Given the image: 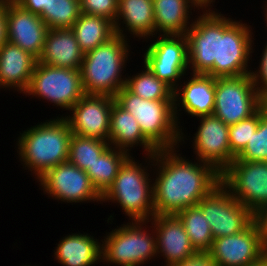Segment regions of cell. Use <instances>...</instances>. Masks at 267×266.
Listing matches in <instances>:
<instances>
[{
    "mask_svg": "<svg viewBox=\"0 0 267 266\" xmlns=\"http://www.w3.org/2000/svg\"><path fill=\"white\" fill-rule=\"evenodd\" d=\"M176 152L179 150L175 148L162 149L146 157L149 167L157 166L153 181L155 215H177L197 205L221 183L220 173L213 166L199 160L193 163Z\"/></svg>",
    "mask_w": 267,
    "mask_h": 266,
    "instance_id": "obj_1",
    "label": "cell"
},
{
    "mask_svg": "<svg viewBox=\"0 0 267 266\" xmlns=\"http://www.w3.org/2000/svg\"><path fill=\"white\" fill-rule=\"evenodd\" d=\"M20 134L17 138L18 157L36 180L50 168L68 161L73 133L63 116L37 123Z\"/></svg>",
    "mask_w": 267,
    "mask_h": 266,
    "instance_id": "obj_2",
    "label": "cell"
},
{
    "mask_svg": "<svg viewBox=\"0 0 267 266\" xmlns=\"http://www.w3.org/2000/svg\"><path fill=\"white\" fill-rule=\"evenodd\" d=\"M115 101L135 117L143 135L158 150L179 148L184 142L186 135L176 121L174 100H145L123 86Z\"/></svg>",
    "mask_w": 267,
    "mask_h": 266,
    "instance_id": "obj_3",
    "label": "cell"
},
{
    "mask_svg": "<svg viewBox=\"0 0 267 266\" xmlns=\"http://www.w3.org/2000/svg\"><path fill=\"white\" fill-rule=\"evenodd\" d=\"M128 42L127 38L116 34L106 43L84 54L79 70L85 94L115 97L125 86L126 77L121 73L130 57Z\"/></svg>",
    "mask_w": 267,
    "mask_h": 266,
    "instance_id": "obj_4",
    "label": "cell"
},
{
    "mask_svg": "<svg viewBox=\"0 0 267 266\" xmlns=\"http://www.w3.org/2000/svg\"><path fill=\"white\" fill-rule=\"evenodd\" d=\"M142 165L135 162L131 155L120 167L113 184L102 195V204L117 202L131 221H149L155 216L153 182L148 166Z\"/></svg>",
    "mask_w": 267,
    "mask_h": 266,
    "instance_id": "obj_5",
    "label": "cell"
},
{
    "mask_svg": "<svg viewBox=\"0 0 267 266\" xmlns=\"http://www.w3.org/2000/svg\"><path fill=\"white\" fill-rule=\"evenodd\" d=\"M146 224L148 221H131L107 232L101 240V262L108 266H140L157 257L156 234L154 229L146 230Z\"/></svg>",
    "mask_w": 267,
    "mask_h": 266,
    "instance_id": "obj_6",
    "label": "cell"
},
{
    "mask_svg": "<svg viewBox=\"0 0 267 266\" xmlns=\"http://www.w3.org/2000/svg\"><path fill=\"white\" fill-rule=\"evenodd\" d=\"M250 28L241 20L236 21L218 13V61H214L208 76L222 78L251 74L248 61L254 52V38Z\"/></svg>",
    "mask_w": 267,
    "mask_h": 266,
    "instance_id": "obj_7",
    "label": "cell"
},
{
    "mask_svg": "<svg viewBox=\"0 0 267 266\" xmlns=\"http://www.w3.org/2000/svg\"><path fill=\"white\" fill-rule=\"evenodd\" d=\"M261 107L262 96L257 92L250 74L215 78L213 115L226 125L251 117Z\"/></svg>",
    "mask_w": 267,
    "mask_h": 266,
    "instance_id": "obj_8",
    "label": "cell"
},
{
    "mask_svg": "<svg viewBox=\"0 0 267 266\" xmlns=\"http://www.w3.org/2000/svg\"><path fill=\"white\" fill-rule=\"evenodd\" d=\"M46 99L70 110L85 94L80 70L53 67L37 62L28 88L23 93Z\"/></svg>",
    "mask_w": 267,
    "mask_h": 266,
    "instance_id": "obj_9",
    "label": "cell"
},
{
    "mask_svg": "<svg viewBox=\"0 0 267 266\" xmlns=\"http://www.w3.org/2000/svg\"><path fill=\"white\" fill-rule=\"evenodd\" d=\"M221 184L254 215L267 204V162L234 160L221 174Z\"/></svg>",
    "mask_w": 267,
    "mask_h": 266,
    "instance_id": "obj_10",
    "label": "cell"
},
{
    "mask_svg": "<svg viewBox=\"0 0 267 266\" xmlns=\"http://www.w3.org/2000/svg\"><path fill=\"white\" fill-rule=\"evenodd\" d=\"M197 205L202 209L214 239L237 234L255 219L254 214L221 183Z\"/></svg>",
    "mask_w": 267,
    "mask_h": 266,
    "instance_id": "obj_11",
    "label": "cell"
},
{
    "mask_svg": "<svg viewBox=\"0 0 267 266\" xmlns=\"http://www.w3.org/2000/svg\"><path fill=\"white\" fill-rule=\"evenodd\" d=\"M144 53V64L173 90L186 75L188 42L185 35H159ZM179 80V81H178Z\"/></svg>",
    "mask_w": 267,
    "mask_h": 266,
    "instance_id": "obj_12",
    "label": "cell"
},
{
    "mask_svg": "<svg viewBox=\"0 0 267 266\" xmlns=\"http://www.w3.org/2000/svg\"><path fill=\"white\" fill-rule=\"evenodd\" d=\"M37 181L44 194L47 193L55 200L67 203H102V195L93 186L86 171L69 161L50 168Z\"/></svg>",
    "mask_w": 267,
    "mask_h": 266,
    "instance_id": "obj_13",
    "label": "cell"
},
{
    "mask_svg": "<svg viewBox=\"0 0 267 266\" xmlns=\"http://www.w3.org/2000/svg\"><path fill=\"white\" fill-rule=\"evenodd\" d=\"M207 253L217 266H248L267 253V244L254 219L237 234L215 238Z\"/></svg>",
    "mask_w": 267,
    "mask_h": 266,
    "instance_id": "obj_14",
    "label": "cell"
},
{
    "mask_svg": "<svg viewBox=\"0 0 267 266\" xmlns=\"http://www.w3.org/2000/svg\"><path fill=\"white\" fill-rule=\"evenodd\" d=\"M191 21L185 34L190 74L207 75L213 69L214 61H218V12H200V16Z\"/></svg>",
    "mask_w": 267,
    "mask_h": 266,
    "instance_id": "obj_15",
    "label": "cell"
},
{
    "mask_svg": "<svg viewBox=\"0 0 267 266\" xmlns=\"http://www.w3.org/2000/svg\"><path fill=\"white\" fill-rule=\"evenodd\" d=\"M115 97L84 94L69 110L71 116H64L71 132L78 136L108 141L110 113Z\"/></svg>",
    "mask_w": 267,
    "mask_h": 266,
    "instance_id": "obj_16",
    "label": "cell"
},
{
    "mask_svg": "<svg viewBox=\"0 0 267 266\" xmlns=\"http://www.w3.org/2000/svg\"><path fill=\"white\" fill-rule=\"evenodd\" d=\"M200 125L193 137L196 160L213 166L220 174L234 161L229 145V126L211 114L199 116Z\"/></svg>",
    "mask_w": 267,
    "mask_h": 266,
    "instance_id": "obj_17",
    "label": "cell"
},
{
    "mask_svg": "<svg viewBox=\"0 0 267 266\" xmlns=\"http://www.w3.org/2000/svg\"><path fill=\"white\" fill-rule=\"evenodd\" d=\"M5 18L7 41L19 46L38 60L48 31L40 15L23 9L14 0H6Z\"/></svg>",
    "mask_w": 267,
    "mask_h": 266,
    "instance_id": "obj_18",
    "label": "cell"
},
{
    "mask_svg": "<svg viewBox=\"0 0 267 266\" xmlns=\"http://www.w3.org/2000/svg\"><path fill=\"white\" fill-rule=\"evenodd\" d=\"M148 222L155 231L157 254L163 256L165 266H173L197 253L177 215H155Z\"/></svg>",
    "mask_w": 267,
    "mask_h": 266,
    "instance_id": "obj_19",
    "label": "cell"
},
{
    "mask_svg": "<svg viewBox=\"0 0 267 266\" xmlns=\"http://www.w3.org/2000/svg\"><path fill=\"white\" fill-rule=\"evenodd\" d=\"M191 75L187 82L184 81V84L174 90V113L178 125L180 124L179 115H181L179 112L182 111L178 107H182L183 111L192 117L213 114L215 78L204 74Z\"/></svg>",
    "mask_w": 267,
    "mask_h": 266,
    "instance_id": "obj_20",
    "label": "cell"
},
{
    "mask_svg": "<svg viewBox=\"0 0 267 266\" xmlns=\"http://www.w3.org/2000/svg\"><path fill=\"white\" fill-rule=\"evenodd\" d=\"M84 52L71 28L48 29L43 51L37 60L53 67L79 70Z\"/></svg>",
    "mask_w": 267,
    "mask_h": 266,
    "instance_id": "obj_21",
    "label": "cell"
},
{
    "mask_svg": "<svg viewBox=\"0 0 267 266\" xmlns=\"http://www.w3.org/2000/svg\"><path fill=\"white\" fill-rule=\"evenodd\" d=\"M36 63L37 59L30 53L6 41L0 46V88L24 93Z\"/></svg>",
    "mask_w": 267,
    "mask_h": 266,
    "instance_id": "obj_22",
    "label": "cell"
},
{
    "mask_svg": "<svg viewBox=\"0 0 267 266\" xmlns=\"http://www.w3.org/2000/svg\"><path fill=\"white\" fill-rule=\"evenodd\" d=\"M108 142L110 146L128 153L133 147L138 145L144 149L145 156L153 155L158 151L143 135L135 117L122 108L116 101L113 102L110 113Z\"/></svg>",
    "mask_w": 267,
    "mask_h": 266,
    "instance_id": "obj_23",
    "label": "cell"
},
{
    "mask_svg": "<svg viewBox=\"0 0 267 266\" xmlns=\"http://www.w3.org/2000/svg\"><path fill=\"white\" fill-rule=\"evenodd\" d=\"M154 20L153 0H118L117 18L114 23L117 35L127 38L123 31L128 30L134 37L147 41L150 36L155 37ZM121 24H125V29Z\"/></svg>",
    "mask_w": 267,
    "mask_h": 266,
    "instance_id": "obj_24",
    "label": "cell"
},
{
    "mask_svg": "<svg viewBox=\"0 0 267 266\" xmlns=\"http://www.w3.org/2000/svg\"><path fill=\"white\" fill-rule=\"evenodd\" d=\"M98 241L87 233L66 235L54 250L55 259L63 266H94L102 261V243Z\"/></svg>",
    "mask_w": 267,
    "mask_h": 266,
    "instance_id": "obj_25",
    "label": "cell"
},
{
    "mask_svg": "<svg viewBox=\"0 0 267 266\" xmlns=\"http://www.w3.org/2000/svg\"><path fill=\"white\" fill-rule=\"evenodd\" d=\"M193 8L191 0H153L156 35H185Z\"/></svg>",
    "mask_w": 267,
    "mask_h": 266,
    "instance_id": "obj_26",
    "label": "cell"
},
{
    "mask_svg": "<svg viewBox=\"0 0 267 266\" xmlns=\"http://www.w3.org/2000/svg\"><path fill=\"white\" fill-rule=\"evenodd\" d=\"M81 50L89 52L113 38L114 23L102 16L81 13L72 28Z\"/></svg>",
    "mask_w": 267,
    "mask_h": 266,
    "instance_id": "obj_27",
    "label": "cell"
},
{
    "mask_svg": "<svg viewBox=\"0 0 267 266\" xmlns=\"http://www.w3.org/2000/svg\"><path fill=\"white\" fill-rule=\"evenodd\" d=\"M130 156L128 152L110 146L86 170L93 186L101 195L113 184L120 167Z\"/></svg>",
    "mask_w": 267,
    "mask_h": 266,
    "instance_id": "obj_28",
    "label": "cell"
},
{
    "mask_svg": "<svg viewBox=\"0 0 267 266\" xmlns=\"http://www.w3.org/2000/svg\"><path fill=\"white\" fill-rule=\"evenodd\" d=\"M182 221L192 246L197 252H208L213 243L211 227L198 206L184 209L177 214Z\"/></svg>",
    "mask_w": 267,
    "mask_h": 266,
    "instance_id": "obj_29",
    "label": "cell"
},
{
    "mask_svg": "<svg viewBox=\"0 0 267 266\" xmlns=\"http://www.w3.org/2000/svg\"><path fill=\"white\" fill-rule=\"evenodd\" d=\"M141 73L127 75L125 87L145 100H174V90L159 80L144 64Z\"/></svg>",
    "mask_w": 267,
    "mask_h": 266,
    "instance_id": "obj_30",
    "label": "cell"
},
{
    "mask_svg": "<svg viewBox=\"0 0 267 266\" xmlns=\"http://www.w3.org/2000/svg\"><path fill=\"white\" fill-rule=\"evenodd\" d=\"M109 147L108 141L73 134L69 143L68 161L86 171Z\"/></svg>",
    "mask_w": 267,
    "mask_h": 266,
    "instance_id": "obj_31",
    "label": "cell"
},
{
    "mask_svg": "<svg viewBox=\"0 0 267 266\" xmlns=\"http://www.w3.org/2000/svg\"><path fill=\"white\" fill-rule=\"evenodd\" d=\"M80 14V0H47L40 17L48 29H62L72 28Z\"/></svg>",
    "mask_w": 267,
    "mask_h": 266,
    "instance_id": "obj_32",
    "label": "cell"
},
{
    "mask_svg": "<svg viewBox=\"0 0 267 266\" xmlns=\"http://www.w3.org/2000/svg\"><path fill=\"white\" fill-rule=\"evenodd\" d=\"M234 160L267 162V113L263 107L260 108V121L257 130Z\"/></svg>",
    "mask_w": 267,
    "mask_h": 266,
    "instance_id": "obj_33",
    "label": "cell"
},
{
    "mask_svg": "<svg viewBox=\"0 0 267 266\" xmlns=\"http://www.w3.org/2000/svg\"><path fill=\"white\" fill-rule=\"evenodd\" d=\"M260 121V109L251 117L229 126V145L235 158L247 145Z\"/></svg>",
    "mask_w": 267,
    "mask_h": 266,
    "instance_id": "obj_34",
    "label": "cell"
},
{
    "mask_svg": "<svg viewBox=\"0 0 267 266\" xmlns=\"http://www.w3.org/2000/svg\"><path fill=\"white\" fill-rule=\"evenodd\" d=\"M81 13L102 16L115 23L118 0H80Z\"/></svg>",
    "mask_w": 267,
    "mask_h": 266,
    "instance_id": "obj_35",
    "label": "cell"
},
{
    "mask_svg": "<svg viewBox=\"0 0 267 266\" xmlns=\"http://www.w3.org/2000/svg\"><path fill=\"white\" fill-rule=\"evenodd\" d=\"M263 49V52L261 53L262 56H260V63L258 70L251 71V77L253 79V83L255 85V88L257 92L263 97L265 94H267V41L266 45Z\"/></svg>",
    "mask_w": 267,
    "mask_h": 266,
    "instance_id": "obj_36",
    "label": "cell"
},
{
    "mask_svg": "<svg viewBox=\"0 0 267 266\" xmlns=\"http://www.w3.org/2000/svg\"><path fill=\"white\" fill-rule=\"evenodd\" d=\"M173 266H217L207 252H197L195 255L185 259Z\"/></svg>",
    "mask_w": 267,
    "mask_h": 266,
    "instance_id": "obj_37",
    "label": "cell"
},
{
    "mask_svg": "<svg viewBox=\"0 0 267 266\" xmlns=\"http://www.w3.org/2000/svg\"><path fill=\"white\" fill-rule=\"evenodd\" d=\"M23 9L36 15H42L45 10L47 0H14Z\"/></svg>",
    "mask_w": 267,
    "mask_h": 266,
    "instance_id": "obj_38",
    "label": "cell"
},
{
    "mask_svg": "<svg viewBox=\"0 0 267 266\" xmlns=\"http://www.w3.org/2000/svg\"><path fill=\"white\" fill-rule=\"evenodd\" d=\"M254 218L258 223L263 238L267 244V204L254 215Z\"/></svg>",
    "mask_w": 267,
    "mask_h": 266,
    "instance_id": "obj_39",
    "label": "cell"
},
{
    "mask_svg": "<svg viewBox=\"0 0 267 266\" xmlns=\"http://www.w3.org/2000/svg\"><path fill=\"white\" fill-rule=\"evenodd\" d=\"M5 3L6 0H0V46L7 41Z\"/></svg>",
    "mask_w": 267,
    "mask_h": 266,
    "instance_id": "obj_40",
    "label": "cell"
},
{
    "mask_svg": "<svg viewBox=\"0 0 267 266\" xmlns=\"http://www.w3.org/2000/svg\"><path fill=\"white\" fill-rule=\"evenodd\" d=\"M191 2L197 7L198 10L204 9L203 11H212L210 8H212L211 6L214 5L213 2L215 3V0H191Z\"/></svg>",
    "mask_w": 267,
    "mask_h": 266,
    "instance_id": "obj_41",
    "label": "cell"
},
{
    "mask_svg": "<svg viewBox=\"0 0 267 266\" xmlns=\"http://www.w3.org/2000/svg\"><path fill=\"white\" fill-rule=\"evenodd\" d=\"M248 266H267V253L258 262Z\"/></svg>",
    "mask_w": 267,
    "mask_h": 266,
    "instance_id": "obj_42",
    "label": "cell"
},
{
    "mask_svg": "<svg viewBox=\"0 0 267 266\" xmlns=\"http://www.w3.org/2000/svg\"><path fill=\"white\" fill-rule=\"evenodd\" d=\"M262 107L265 109V112L267 113V94H265L262 97Z\"/></svg>",
    "mask_w": 267,
    "mask_h": 266,
    "instance_id": "obj_43",
    "label": "cell"
},
{
    "mask_svg": "<svg viewBox=\"0 0 267 266\" xmlns=\"http://www.w3.org/2000/svg\"><path fill=\"white\" fill-rule=\"evenodd\" d=\"M266 7H267V5H266ZM264 10H266V11H264L265 12V21H266V24H267V8H264ZM267 26V25H266Z\"/></svg>",
    "mask_w": 267,
    "mask_h": 266,
    "instance_id": "obj_44",
    "label": "cell"
}]
</instances>
